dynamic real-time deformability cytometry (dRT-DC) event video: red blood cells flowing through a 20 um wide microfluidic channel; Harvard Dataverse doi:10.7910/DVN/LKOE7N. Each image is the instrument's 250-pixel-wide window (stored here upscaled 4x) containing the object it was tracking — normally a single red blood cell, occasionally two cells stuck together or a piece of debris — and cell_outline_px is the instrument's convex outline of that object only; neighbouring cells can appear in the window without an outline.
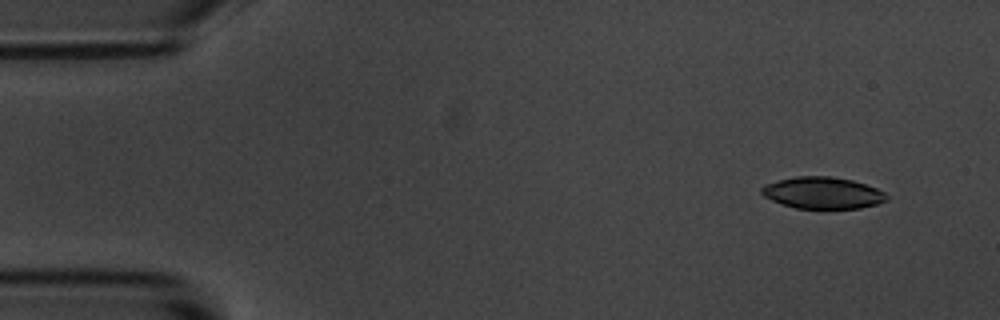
{"species": "common noctule bat (a hibernating species)", "species_latin": "Nyctalus noctula", "temperature_condition": "room temperature", "stored_images_in_passage": 51, "camera_frame_rate_fps": 3000, "um_per_image_px": 0.085, "animal": {"sex": "male", "body_mass_g": 20.1, "forearm_length_mm": 53.5}, "frame": {"image": 1, "passage_image": 1, "time_ms": 0.0, "image_size_px": [1000, 320], "cell_outline_px": [[888, 200], [876, 204], [860, 208], [796, 208], [772, 200], [764, 196], [760, 192], [760, 188], [764, 184], [796, 176], [832, 176], [852, 180], [876, 188], [884, 192], [888, 196]], "centroid_in_image_um": [69.92, 16.38], "position_along_channel_um": 15.1, "area_um2": 22.95}}
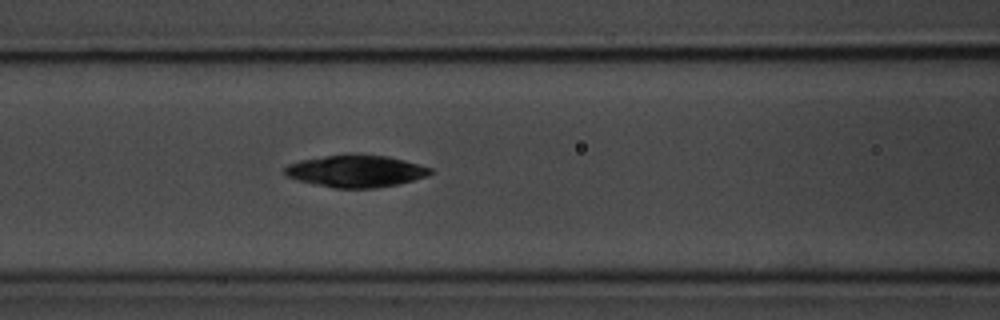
{"frame": {"image": 2, "passage_image": 19, "time_ms": 6.0, "image_size_px": [1000, 320], "cell_outline_px": [[432, 172], [428, 176], [396, 184], [376, 188], [336, 188], [296, 180], [284, 176], [284, 168], [288, 164], [300, 160], [324, 156], [388, 156], [404, 160], [432, 168]], "centroid_in_image_um": [30.22, 14.57], "position_along_channel_um": 136.4, "area_um2": 26.65}}
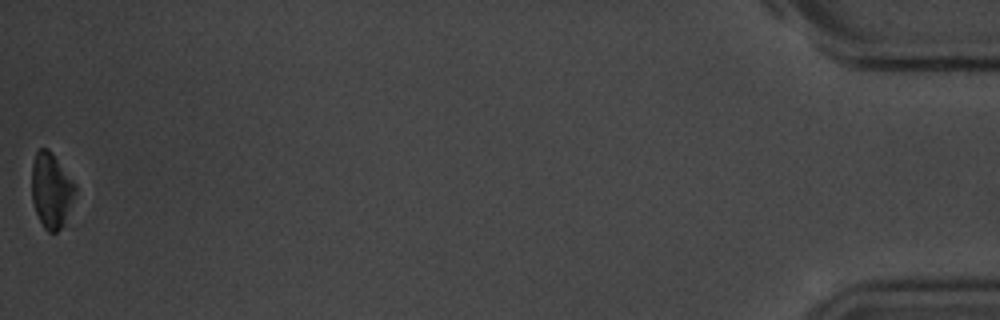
{"frame": {"image": 3, "passage_image": 51, "time_ms": 16.667, "image_size_px": [1000, 320], "cell_outline_px": [[76, 192], [64, 228], [56, 232], [48, 232], [44, 228], [36, 212], [32, 200], [32, 164], [36, 152], [40, 148], [48, 148], [76, 184]], "centroid_in_image_um": [4.38, 16.21], "position_along_channel_um": 430.8, "area_um2": 19.19}, "authors_computed_cell_mechanics": {"area_um2": 25.8366, "velocity_mm_per_s": 3.6702, "shape_relaxation_time_tau1_ms": 8.602, "shape_relaxation_time_tau2_ms": null, "deformation_change_tau1": 0.1566, "deformation_change_tau2": null}}